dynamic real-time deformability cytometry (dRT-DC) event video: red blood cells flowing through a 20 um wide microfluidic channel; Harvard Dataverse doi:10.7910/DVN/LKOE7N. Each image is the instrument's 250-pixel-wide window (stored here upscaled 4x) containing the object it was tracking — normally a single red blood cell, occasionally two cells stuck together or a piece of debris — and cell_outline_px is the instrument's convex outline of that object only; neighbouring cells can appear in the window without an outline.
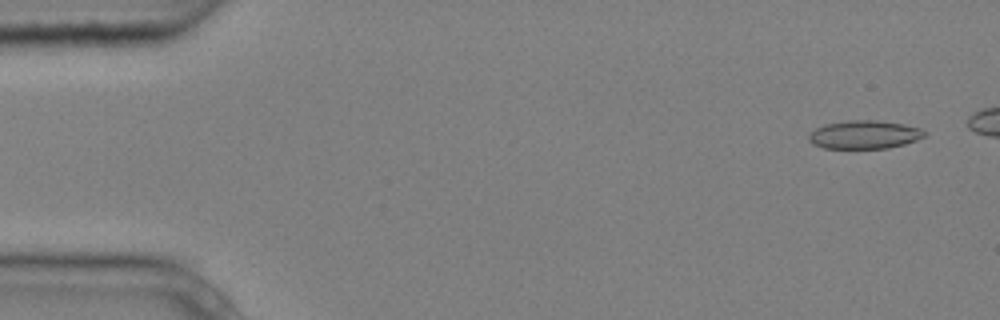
{"species": "common noctule bat (a hibernating species)", "species_latin": "Nyctalus noctula", "temperature_condition": "cold", "stored_images_in_passage": 5, "segment_of_instrument_passage": [2, 2], "camera_frame_rate_fps": 3000, "um_per_image_px": 0.085, "animal": {"sex": "male", "body_mass_g": 20.4}, "frame": {"image": 1, "passage_image": 5, "time_ms": 1.333, "image_size_px": [1000, 320], "cell_outline_px": [[928, 132], [924, 136], [916, 140], [904, 144], [888, 148], [824, 148], [812, 144], [808, 140], [808, 132], [824, 124], [848, 120], [876, 120], [904, 124], [920, 128]], "centroid_in_image_um": [73.44, 11.44], "position_along_channel_um": 11.6, "area_um2": 19.25}}